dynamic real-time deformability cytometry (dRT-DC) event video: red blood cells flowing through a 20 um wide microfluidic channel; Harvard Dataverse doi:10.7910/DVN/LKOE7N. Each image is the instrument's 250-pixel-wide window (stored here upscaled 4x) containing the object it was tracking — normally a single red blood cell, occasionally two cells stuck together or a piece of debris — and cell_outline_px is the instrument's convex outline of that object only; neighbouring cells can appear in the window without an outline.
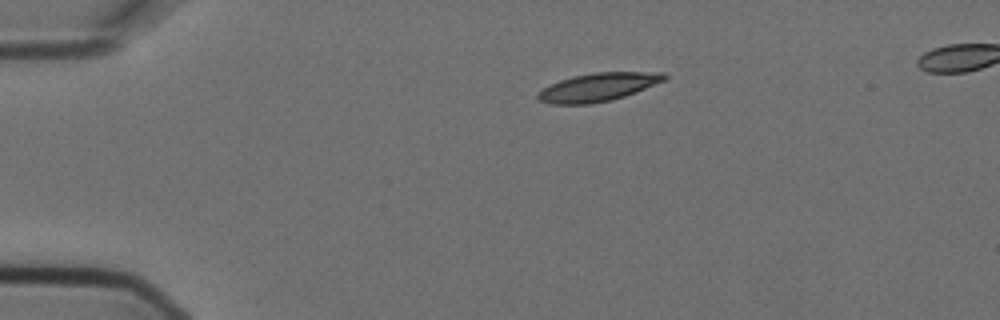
{"species": "Egyptian fruit bat (a non-hibernating species)", "species_latin": "Rousettus aegyptiacus", "temperature_condition": "cold", "stored_images_in_passage": 5, "camera_frame_rate_fps": 3000, "um_per_image_px": 0.085, "animal": {"sex": "female"}, "frame": {"image": 1, "passage_image": 1, "time_ms": 0.0, "image_size_px": [1000, 320], "cell_outline_px": [[668, 76], [664, 80], [636, 92], [612, 100], [592, 104], [548, 104], [540, 100], [536, 96], [536, 92], [560, 80], [572, 76], [592, 72], [664, 72]], "centroid_in_image_um": [50.81, 7.41], "position_along_channel_um": 34.2, "area_um2": 20.87}}
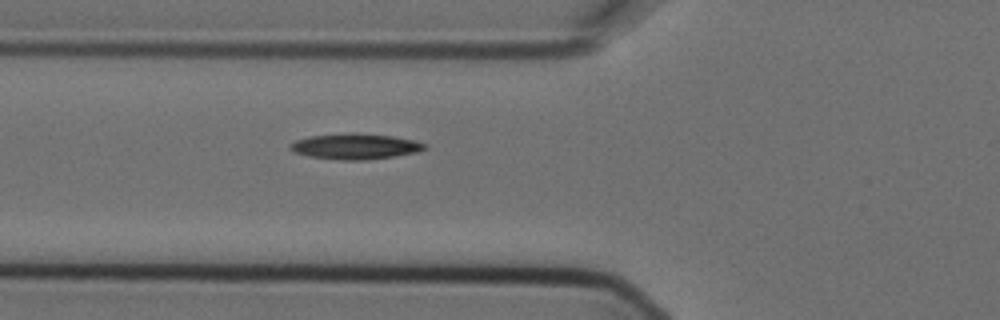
{"frame": {"image": 2, "passage_image": 5, "time_ms": 1.333, "image_size_px": [1000, 320], "cell_outline_px": [[428, 148], [416, 152], [396, 156], [364, 160], [340, 160], [308, 156], [296, 152], [288, 148], [288, 144], [296, 140], [312, 136], [352, 132], [356, 132], [392, 136], [412, 140], [428, 144]], "centroid_in_image_um": [30.21, 12.44], "position_along_channel_um": 95.6, "area_um2": 20.17}}